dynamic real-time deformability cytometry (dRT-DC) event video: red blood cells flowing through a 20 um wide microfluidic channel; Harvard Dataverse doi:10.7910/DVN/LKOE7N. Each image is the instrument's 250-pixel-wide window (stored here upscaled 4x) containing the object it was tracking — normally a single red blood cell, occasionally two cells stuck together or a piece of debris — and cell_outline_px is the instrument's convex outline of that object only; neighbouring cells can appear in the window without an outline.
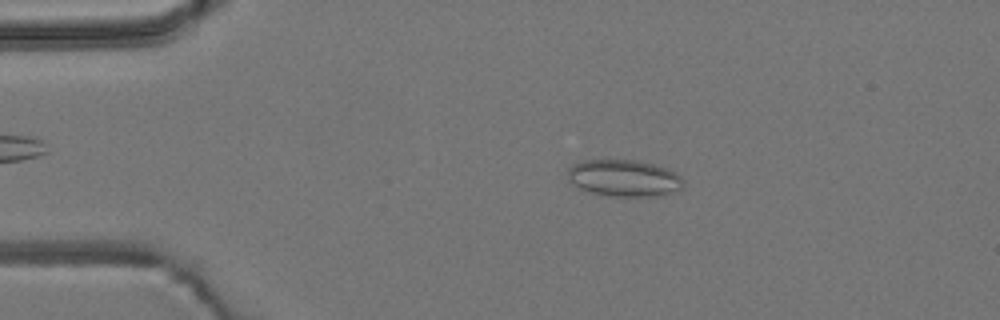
{"species": "common noctule bat (a hibernating species)", "species_latin": "Nyctalus noctula", "temperature_condition": "room temperature", "stored_images_in_passage": 14, "camera_frame_rate_fps": 3000, "um_per_image_px": 0.085, "animal": {"sex": "male", "body_mass_g": 19.2, "forearm_length_mm": 51.8}, "frame": {"image": 1, "passage_image": 10, "time_ms": 3.0, "image_size_px": [1000, 320], "cell_outline_px": [[684, 184], [676, 192], [664, 196], [608, 196], [592, 192], [580, 188], [568, 180], [568, 168], [572, 164], [584, 160], [640, 160], [676, 172], [684, 180]], "centroid_in_image_um": [53.07, 15.14], "position_along_channel_um": 31.9, "area_um2": 24.91}}